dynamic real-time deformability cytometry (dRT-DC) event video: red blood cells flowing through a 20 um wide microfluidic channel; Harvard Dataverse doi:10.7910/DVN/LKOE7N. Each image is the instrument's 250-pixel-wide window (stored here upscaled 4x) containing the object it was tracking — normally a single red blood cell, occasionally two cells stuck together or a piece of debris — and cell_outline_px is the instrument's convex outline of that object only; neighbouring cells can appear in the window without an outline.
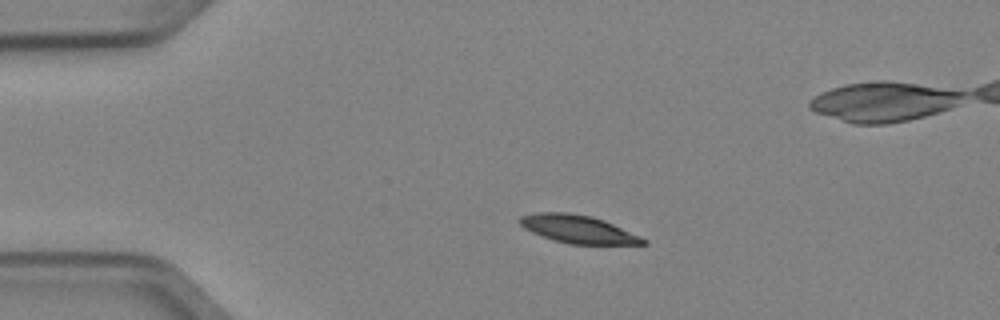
{"species": "Egyptian fruit bat (a non-hibernating species)", "species_latin": "Rousettus aegyptiacus", "temperature_condition": "cold", "stored_images_in_passage": 5, "camera_frame_rate_fps": 3000, "um_per_image_px": 0.085, "animal": {"sex": "female"}, "frame": {"image": 1, "passage_image": 3, "time_ms": 0.667, "image_size_px": [1000, 320], "cell_outline_px": [[648, 244], [568, 244], [532, 232], [524, 228], [516, 220], [520, 216], [536, 212], [568, 212], [592, 216], [604, 220], [640, 236], [648, 240]], "centroid_in_image_um": [49.12, 19.46], "position_along_channel_um": 35.9, "area_um2": 20.06}}